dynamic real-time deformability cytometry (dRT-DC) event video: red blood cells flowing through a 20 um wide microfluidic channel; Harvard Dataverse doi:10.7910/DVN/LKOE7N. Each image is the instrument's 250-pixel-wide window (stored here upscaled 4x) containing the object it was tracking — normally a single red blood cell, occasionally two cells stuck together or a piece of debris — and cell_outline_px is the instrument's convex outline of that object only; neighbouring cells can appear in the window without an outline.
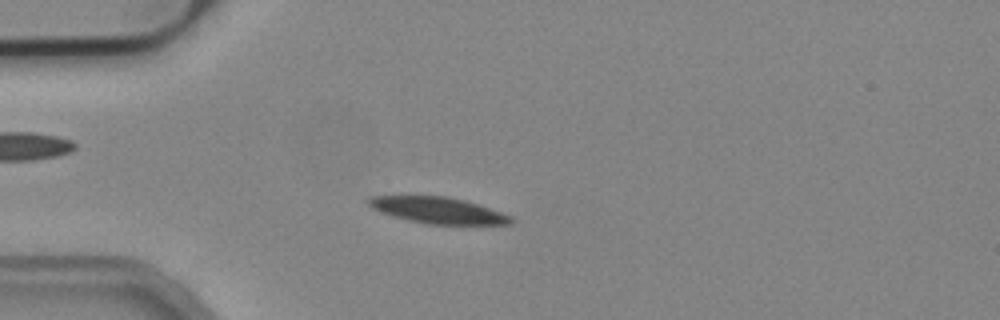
{"species": "common noctule bat (a hibernating species)", "species_latin": "Nyctalus noctula", "temperature_condition": "cold", "stored_images_in_passage": 54, "camera_frame_rate_fps": 3000, "um_per_image_px": 0.085, "animal": {"sex": "male", "body_mass_g": 19.2, "forearm_length_mm": 51.8}, "frame": {"image": 1, "passage_image": 14, "time_ms": 4.333, "image_size_px": [1000, 320], "cell_outline_px": [[516, 220], [512, 224], [428, 224], [408, 220], [372, 208], [364, 200], [368, 196], [448, 196], [464, 200], [512, 216]], "centroid_in_image_um": [37.23, 17.87], "position_along_channel_um": 47.8, "area_um2": 21.56}}
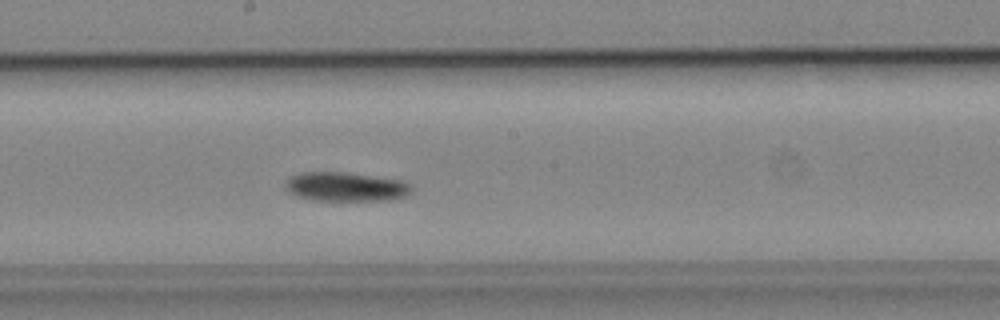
{"frame": {"image": 2, "passage_image": 29, "time_ms": 9.333, "image_size_px": [1000, 320], "cell_outline_px": [[412, 192], [404, 196], [392, 200], [312, 200], [296, 196], [288, 192], [284, 188], [284, 184], [292, 176], [300, 172], [340, 172], [400, 180], [412, 184]], "centroid_in_image_um": [29.37, 15.88], "position_along_channel_um": 218.8, "area_um2": 21.33}}
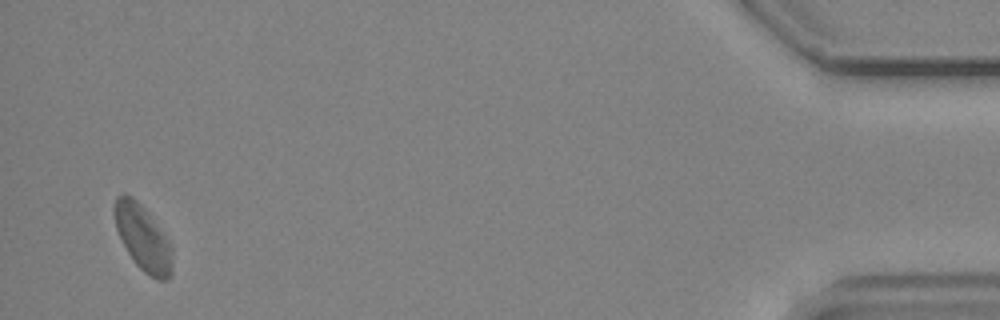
{"frame": {"image": 3, "passage_image": 52, "time_ms": 17.0, "image_size_px": [1000, 320], "cell_outline_px": [[172, 272], [168, 280], [156, 280], [144, 272], [136, 264], [128, 252], [116, 228], [112, 208], [116, 196], [124, 192], [132, 196], [144, 208], [168, 240], [172, 248]], "centroid_in_image_um": [12.13, 20.21], "position_along_channel_um": 423.1, "area_um2": 22.02}, "authors_computed_cell_mechanics": {"area_um2": 21.8484, "velocity_mm_per_s": 3.7585, "shape_relaxation_time_tau1_ms": 9.4768, "shape_relaxation_time_tau2_ms": null, "deformation_change_tau1": 0.1563, "deformation_change_tau2": null}}